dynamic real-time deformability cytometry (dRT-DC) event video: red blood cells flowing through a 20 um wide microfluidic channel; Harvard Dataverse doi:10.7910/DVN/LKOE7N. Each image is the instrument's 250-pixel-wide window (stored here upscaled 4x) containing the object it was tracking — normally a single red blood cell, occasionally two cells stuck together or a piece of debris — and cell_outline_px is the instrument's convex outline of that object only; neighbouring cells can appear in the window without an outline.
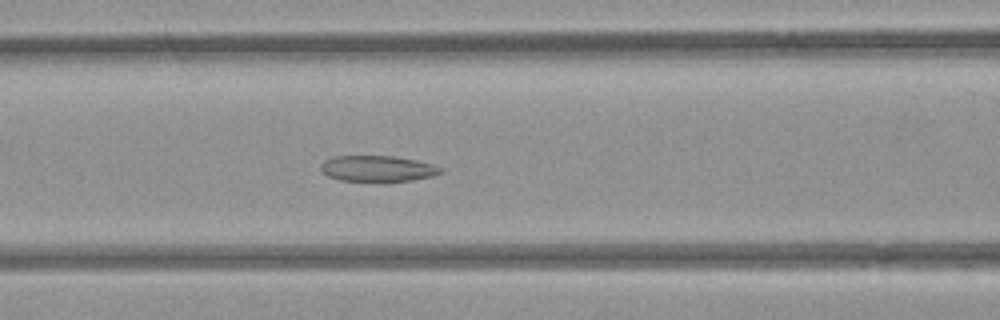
{"species": "common noctule bat (a hibernating species)", "species_latin": "Nyctalus noctula", "temperature_condition": "room temperature", "stored_images_in_passage": 29, "camera_frame_rate_fps": 3000, "um_per_image_px": 0.085, "animal": {"sex": "female", "body_mass_g": 21.9}, "frame": {"image": 1, "passage_image": 12, "time_ms": 3.667, "image_size_px": [1000, 320], "cell_outline_px": [[444, 172], [432, 176], [412, 180], [384, 184], [380, 184], [340, 180], [328, 176], [320, 168], [320, 164], [324, 160], [332, 156], [392, 156], [416, 160], [432, 164], [444, 168]], "centroid_in_image_um": [32.11, 14.37], "position_along_channel_um": 134.5, "area_um2": 18.96}}
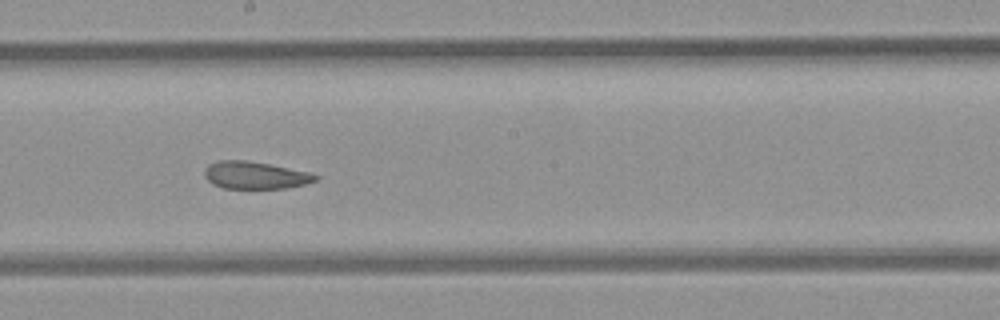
{"frame": {"image": 2, "passage_image": 19, "time_ms": 6.0, "image_size_px": [1000, 320], "cell_outline_px": [[320, 176], [316, 180], [304, 184], [288, 188], [224, 188], [212, 184], [204, 176], [204, 168], [208, 164], [216, 160], [248, 160], [308, 172]], "centroid_in_image_um": [21.63, 14.89], "position_along_channel_um": 226.6, "area_um2": 17.69}}
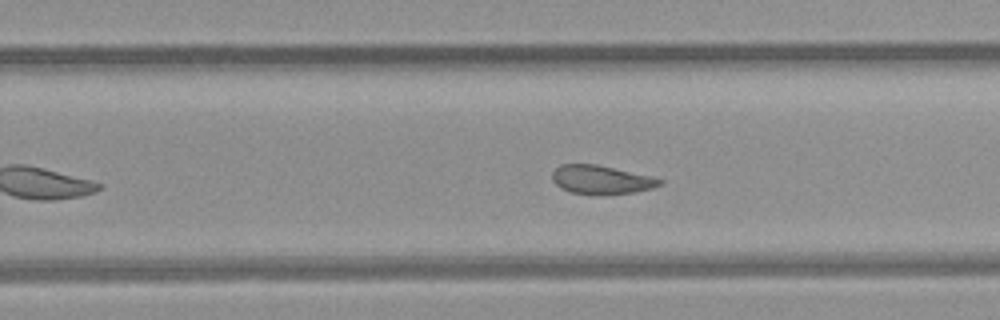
{"frame": {"image": 3, "passage_image": 23, "time_ms": 7.333, "image_size_px": [1000, 320], "cell_outline_px": [[664, 184], [652, 188], [636, 192], [600, 196], [592, 196], [572, 192], [560, 188], [552, 180], [552, 172], [560, 164], [596, 164], [652, 176], [664, 180]], "centroid_in_image_um": [51.12, 15.3], "position_along_channel_um": 278.7, "area_um2": 18.44}}